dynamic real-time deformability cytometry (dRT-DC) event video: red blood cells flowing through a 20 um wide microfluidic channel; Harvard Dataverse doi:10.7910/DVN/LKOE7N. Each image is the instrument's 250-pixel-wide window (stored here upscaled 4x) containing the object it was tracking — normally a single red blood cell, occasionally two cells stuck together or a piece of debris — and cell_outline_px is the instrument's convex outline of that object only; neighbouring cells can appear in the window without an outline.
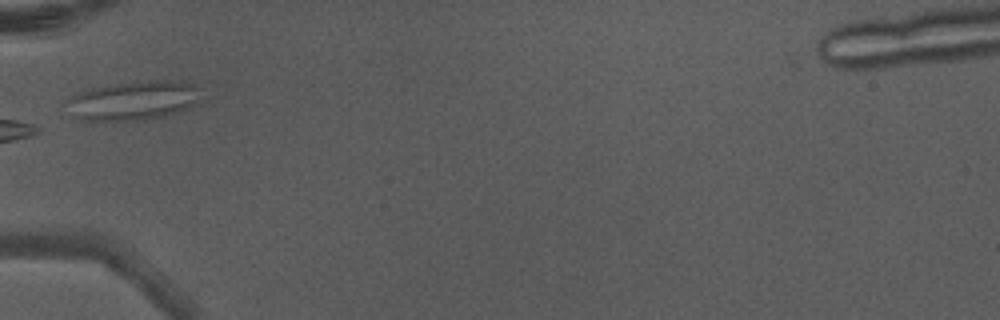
{"species": "Egyptian fruit bat (a non-hibernating species)", "species_latin": "Rousettus aegyptiacus", "temperature_condition": "warm", "stored_images_in_passage": 5, "camera_frame_rate_fps": 3000, "um_per_image_px": 0.085, "animal": {"sex": "male"}, "frame": {"image": 1, "passage_image": 5, "time_ms": 1.333, "image_size_px": [1000, 320], "cell_outline_px": [[204, 88], [196, 104], [176, 112], [164, 116], [132, 120], [84, 120], [72, 116], [68, 100], [72, 96], [92, 88], [148, 80], [168, 80], [192, 84]], "centroid_in_image_um": [11.42, 8.54], "position_along_channel_um": 73.6, "area_um2": 29.94}}